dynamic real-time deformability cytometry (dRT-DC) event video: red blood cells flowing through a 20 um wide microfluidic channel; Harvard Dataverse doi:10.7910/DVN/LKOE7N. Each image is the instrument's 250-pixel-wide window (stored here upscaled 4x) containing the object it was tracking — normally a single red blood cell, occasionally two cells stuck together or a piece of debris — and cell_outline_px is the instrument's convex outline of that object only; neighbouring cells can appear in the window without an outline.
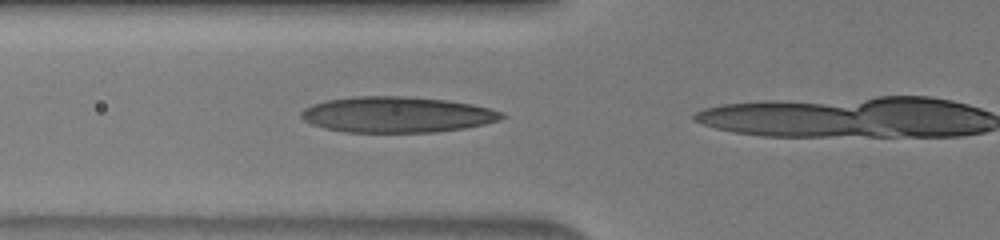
{"species": "human", "species_latin": "Homo sapiens", "temperature_condition": "warm", "stored_images_in_passage": 13, "camera_frame_rate_fps": 3000, "um_per_image_px": 0.085, "donor": {"sex": "male"}, "frame": {"image": 1, "passage_image": 12, "time_ms": 3.667, "image_size_px": [1000, 240], "cell_outline_px": [[508, 116], [500, 120], [484, 124], [464, 128], [436, 132], [348, 132], [324, 128], [312, 124], [304, 120], [300, 116], [300, 112], [304, 108], [312, 104], [328, 100], [352, 96], [404, 96], [448, 100], [472, 104], [492, 108], [504, 112]], "centroid_in_image_um": [33.78, 9.73], "position_along_channel_um": 92.0, "area_um2": 42.14}}